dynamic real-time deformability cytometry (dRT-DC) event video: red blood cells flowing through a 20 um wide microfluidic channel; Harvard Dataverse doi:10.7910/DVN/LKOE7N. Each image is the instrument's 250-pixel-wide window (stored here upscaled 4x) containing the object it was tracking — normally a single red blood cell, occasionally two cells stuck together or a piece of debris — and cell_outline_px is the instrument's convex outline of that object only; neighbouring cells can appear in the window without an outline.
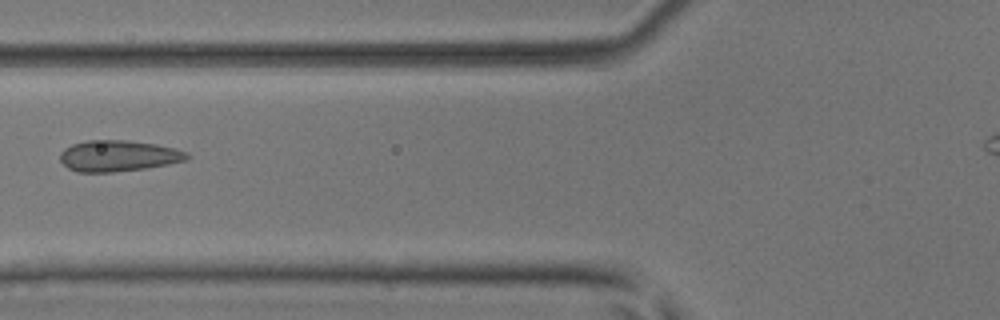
{"species": "common noctule bat (a hibernating species)", "species_latin": "Nyctalus noctula", "temperature_condition": "room temperature", "stored_images_in_passage": 3, "camera_frame_rate_fps": 3000, "um_per_image_px": 0.085, "animal": {"sex": "male", "body_mass_g": 17.9, "forearm_length_mm": 54.2}, "frame": {"image": 1, "passage_image": 3, "time_ms": 0.667, "image_size_px": [1000, 320], "cell_outline_px": [[188, 160], [148, 168], [112, 172], [76, 172], [68, 168], [60, 160], [60, 152], [64, 148], [72, 144], [88, 140], [128, 140], [156, 144], [176, 148], [188, 152]], "centroid_in_image_um": [10.06, 13.25], "position_along_channel_um": 115.7, "area_um2": 23.18}}